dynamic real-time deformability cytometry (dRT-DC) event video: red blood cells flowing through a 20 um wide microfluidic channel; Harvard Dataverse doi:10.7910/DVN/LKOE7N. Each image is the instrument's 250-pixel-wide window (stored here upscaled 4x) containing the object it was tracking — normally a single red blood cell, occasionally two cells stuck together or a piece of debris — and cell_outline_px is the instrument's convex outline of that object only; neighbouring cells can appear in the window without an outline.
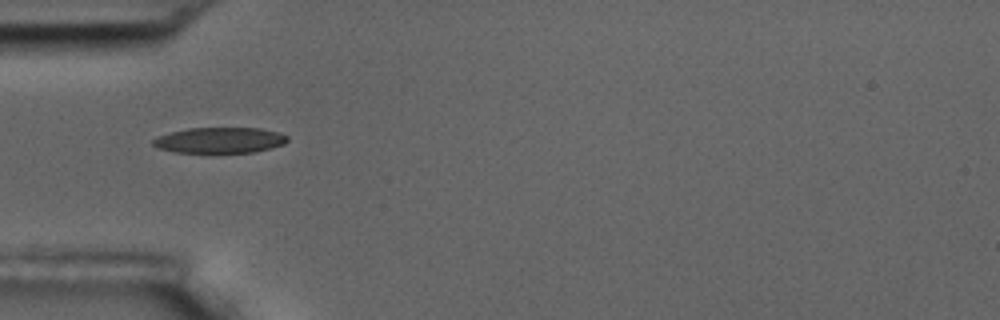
{"species": "common noctule bat (a hibernating species)", "species_latin": "Nyctalus noctula", "temperature_condition": "room temperature", "stored_images_in_passage": 7, "camera_frame_rate_fps": 3000, "um_per_image_px": 0.085, "animal": {"sex": "male", "body_mass_g": 17.5, "forearm_length_mm": 52.3}, "frame": {"image": 1, "passage_image": 5, "time_ms": 4.667, "image_size_px": [1000, 320], "cell_outline_px": [[288, 140], [284, 144], [272, 148], [252, 152], [172, 152], [156, 148], [152, 144], [152, 140], [160, 136], [172, 132], [188, 128], [260, 128], [280, 132], [288, 136]], "centroid_in_image_um": [18.7, 11.91], "position_along_channel_um": 66.3, "area_um2": 20.11}}